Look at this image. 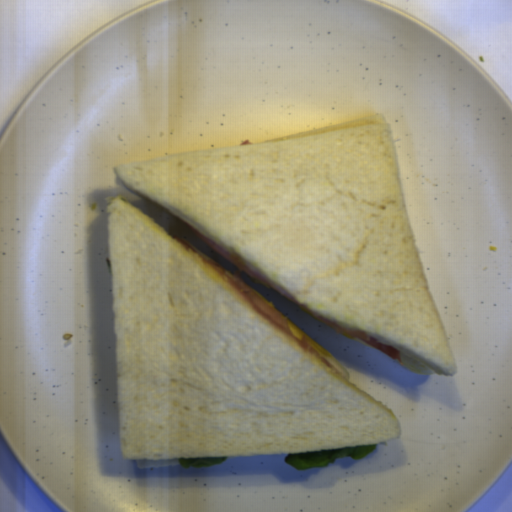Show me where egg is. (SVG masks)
I'll return each instance as SVG.
<instances>
[{"instance_id": "d2b9013d", "label": "egg", "mask_w": 512, "mask_h": 512, "mask_svg": "<svg viewBox=\"0 0 512 512\" xmlns=\"http://www.w3.org/2000/svg\"><path fill=\"white\" fill-rule=\"evenodd\" d=\"M231 275V274H230ZM236 280H238L241 284L263 299L266 303H268L271 307H273L276 311H278L281 315H283L287 322L291 327L290 335L296 338L301 344H303L307 349H309L314 355H316L320 360H322L327 366H329L332 370H334L337 374H339L342 378L349 381L350 374L349 371L341 365L333 356H331L327 351H325L320 345H318L314 340H312L308 335H306L301 329H299L295 324H293L272 302L266 299L263 295L245 283L236 275H231Z\"/></svg>"}, {"instance_id": "2799bb9f", "label": "egg", "mask_w": 512, "mask_h": 512, "mask_svg": "<svg viewBox=\"0 0 512 512\" xmlns=\"http://www.w3.org/2000/svg\"><path fill=\"white\" fill-rule=\"evenodd\" d=\"M399 353H400V361H397V362L404 365L405 367H407L414 373L419 374L421 376L437 374L436 371H434L433 369H431L424 363H422V362H420L402 352H399Z\"/></svg>"}]
</instances>
